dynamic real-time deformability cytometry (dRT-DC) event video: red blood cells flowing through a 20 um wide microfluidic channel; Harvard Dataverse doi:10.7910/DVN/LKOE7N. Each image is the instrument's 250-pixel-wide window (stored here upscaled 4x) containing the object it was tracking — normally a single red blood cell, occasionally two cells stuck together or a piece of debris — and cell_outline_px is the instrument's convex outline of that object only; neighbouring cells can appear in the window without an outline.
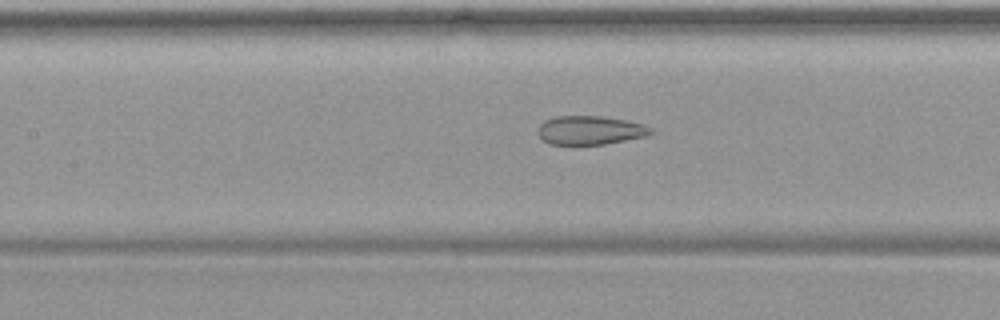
{"species": "common noctule bat (a hibernating species)", "species_latin": "Nyctalus noctula", "temperature_condition": "warm", "stored_images_in_passage": 39, "camera_frame_rate_fps": 3000, "um_per_image_px": 0.085, "animal": {"sex": "female", "body_mass_g": 19.9}, "frame": {"image": 1, "passage_image": 12, "time_ms": 3.667, "image_size_px": [1000, 320], "cell_outline_px": [[656, 132], [644, 136], [604, 144], [548, 144], [536, 132], [536, 128], [544, 120], [556, 116], [600, 116], [628, 120], [644, 124], [652, 128]], "centroid_in_image_um": [50.15, 11.06], "position_along_channel_um": 157.3, "area_um2": 19.02}}
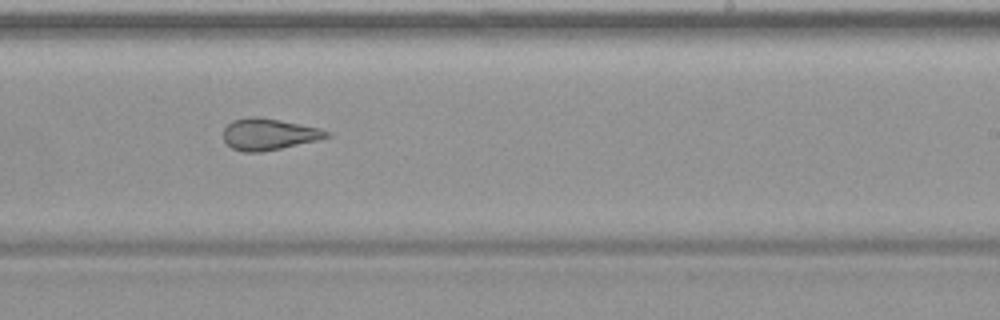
{"frame": {"image": 2, "passage_image": 20, "time_ms": 6.333, "image_size_px": [1000, 320], "cell_outline_px": [[332, 136], [320, 140], [260, 152], [244, 152], [232, 148], [224, 140], [224, 128], [232, 120], [280, 120], [320, 128], [332, 132]], "centroid_in_image_um": [22.94, 11.46], "position_along_channel_um": 266.1, "area_um2": 18.26}}
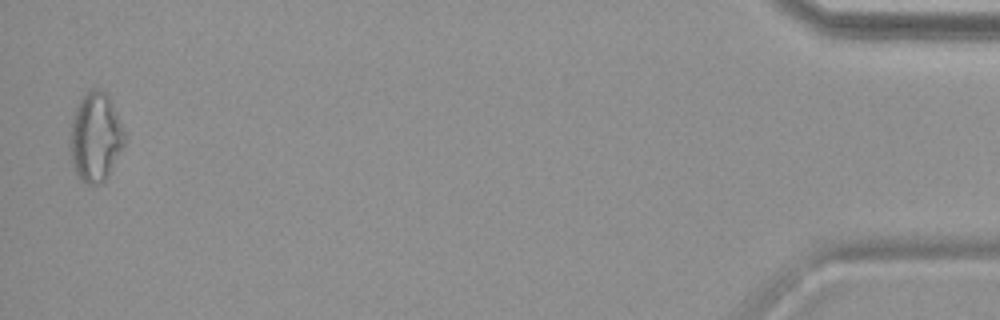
{"frame": {"image": 3, "passage_image": 38, "time_ms": 12.333, "image_size_px": [1000, 320], "cell_outline_px": [[124, 144], [108, 176], [104, 180], [92, 188], [84, 184], [80, 180], [72, 164], [68, 152], [68, 144], [72, 120], [76, 108], [80, 100], [92, 88], [100, 88], [108, 96], [124, 128]], "centroid_in_image_um": [8.08, 11.71], "position_along_channel_um": 427.1, "area_um2": 28.5}}